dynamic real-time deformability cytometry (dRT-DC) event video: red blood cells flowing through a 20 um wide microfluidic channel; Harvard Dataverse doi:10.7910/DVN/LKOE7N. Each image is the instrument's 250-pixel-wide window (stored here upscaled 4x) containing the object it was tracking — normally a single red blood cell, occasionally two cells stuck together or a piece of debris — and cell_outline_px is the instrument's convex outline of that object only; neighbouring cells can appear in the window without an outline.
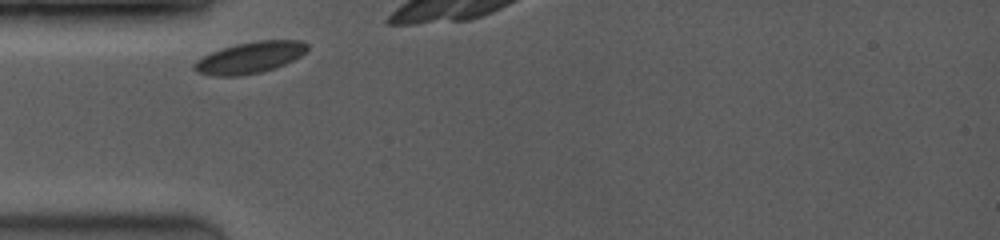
{"species": "common noctule bat (a hibernating species)", "species_latin": "Nyctalus noctula", "temperature_condition": "room temperature", "stored_images_in_passage": 9, "camera_frame_rate_fps": 3500, "um_per_image_px": 0.085, "animal": {"sex": "female", "body_mass_g": 19.0, "forearm_length_mm": 53.3}, "frame": {"image": 1, "passage_image": 1, "time_ms": 0.0, "image_size_px": [1000, 240], "cell_outline_px": [[308, 48], [300, 56], [284, 64], [260, 72], [240, 76], [216, 76], [196, 72], [192, 68], [192, 64], [196, 60], [212, 52], [236, 44], [256, 40], [300, 40], [308, 44]], "centroid_in_image_um": [21.22, 4.89], "position_along_channel_um": 63.8, "area_um2": 20.52}}
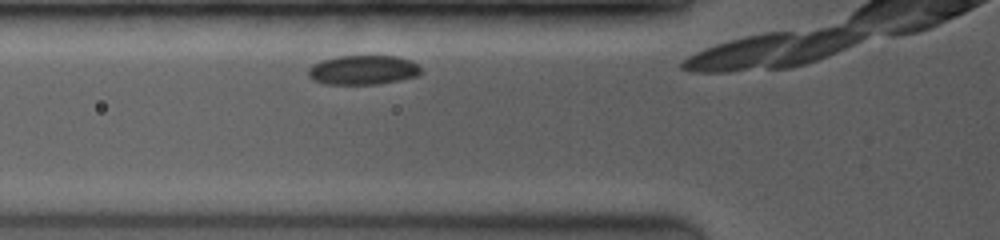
{"frame": {"image": 2, "passage_image": 3, "time_ms": 0.857, "image_size_px": [1000, 240], "cell_outline_px": [[420, 72], [416, 76], [376, 84], [328, 84], [312, 80], [308, 76], [308, 68], [312, 64], [336, 56], [396, 56], [408, 60], [416, 64], [420, 68]], "centroid_in_image_um": [30.79, 5.94], "position_along_channel_um": 95.0, "area_um2": 19.02}}